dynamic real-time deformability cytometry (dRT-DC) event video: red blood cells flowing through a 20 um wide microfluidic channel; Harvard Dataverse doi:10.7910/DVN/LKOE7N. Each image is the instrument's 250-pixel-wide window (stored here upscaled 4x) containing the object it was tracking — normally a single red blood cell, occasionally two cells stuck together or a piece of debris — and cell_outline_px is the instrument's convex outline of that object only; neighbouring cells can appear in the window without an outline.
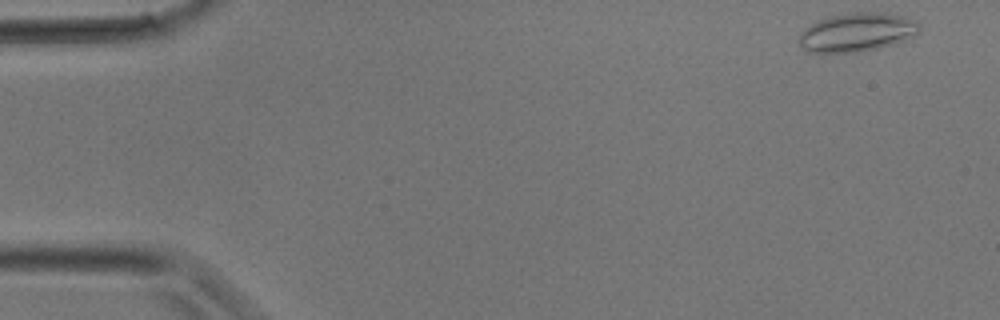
{"species": "common noctule bat (a hibernating species)", "species_latin": "Nyctalus noctula", "temperature_condition": "room temperature", "stored_images_in_passage": 3, "segment_of_instrument_passage": [2, 2], "camera_frame_rate_fps": 3000, "um_per_image_px": 0.085, "animal": {"sex": "male", "body_mass_g": 17.9}, "frame": {"image": 1, "passage_image": 3, "time_ms": 0.667, "image_size_px": [1000, 320], "cell_outline_px": [[920, 28], [912, 36], [904, 40], [892, 44], [860, 52], [808, 52], [796, 40], [800, 32], [804, 28], [828, 16], [856, 12], [880, 12], [904, 16], [920, 24]], "centroid_in_image_um": [72.8, 2.74], "position_along_channel_um": 12.2, "area_um2": 26.93}}